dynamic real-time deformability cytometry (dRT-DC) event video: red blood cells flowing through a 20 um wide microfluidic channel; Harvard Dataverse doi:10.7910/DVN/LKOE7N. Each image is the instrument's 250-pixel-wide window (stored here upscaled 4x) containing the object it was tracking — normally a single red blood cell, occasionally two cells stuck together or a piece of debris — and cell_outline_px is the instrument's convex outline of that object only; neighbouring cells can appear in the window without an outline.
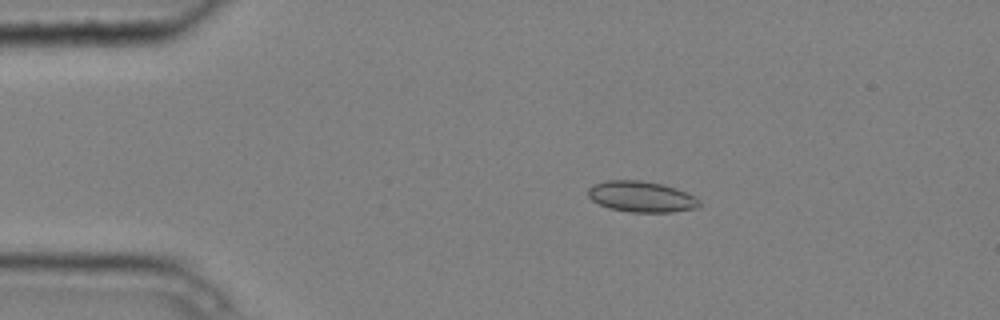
{"species": "common noctule bat (a hibernating species)", "species_latin": "Nyctalus noctula", "temperature_condition": "cold", "stored_images_in_passage": 7, "camera_frame_rate_fps": 3000, "um_per_image_px": 0.085, "animal": {"sex": "male", "body_mass_g": 20.4}, "frame": {"image": 1, "passage_image": 3, "time_ms": 0.667, "image_size_px": [1000, 320], "cell_outline_px": [[700, 208], [672, 212], [628, 212], [608, 208], [592, 200], [588, 196], [588, 188], [592, 184], [604, 180], [640, 180], [660, 184], [676, 188], [696, 196], [700, 200]], "centroid_in_image_um": [54.52, 16.72], "position_along_channel_um": 30.5, "area_um2": 20.29}}
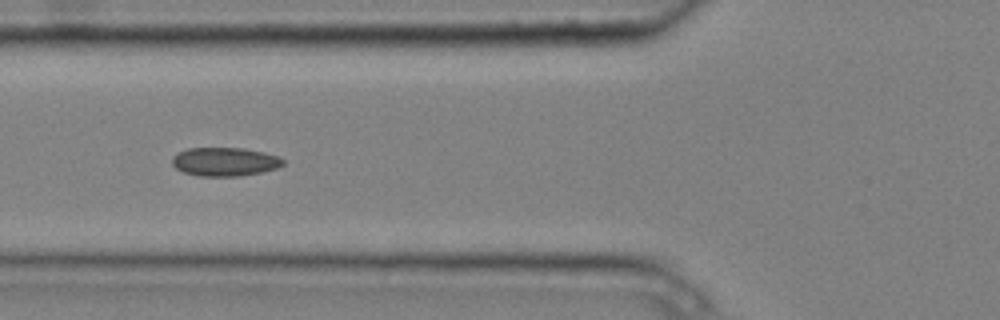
{"frame": {"image": 2, "passage_image": 6, "time_ms": 1.667, "image_size_px": [1000, 320], "cell_outline_px": [[284, 164], [276, 168], [260, 172], [240, 176], [200, 176], [184, 172], [176, 168], [172, 164], [172, 156], [176, 152], [188, 148], [244, 148], [264, 152], [280, 156], [284, 160]], "centroid_in_image_um": [19.1, 13.73], "position_along_channel_um": 106.7, "area_um2": 18.61}}
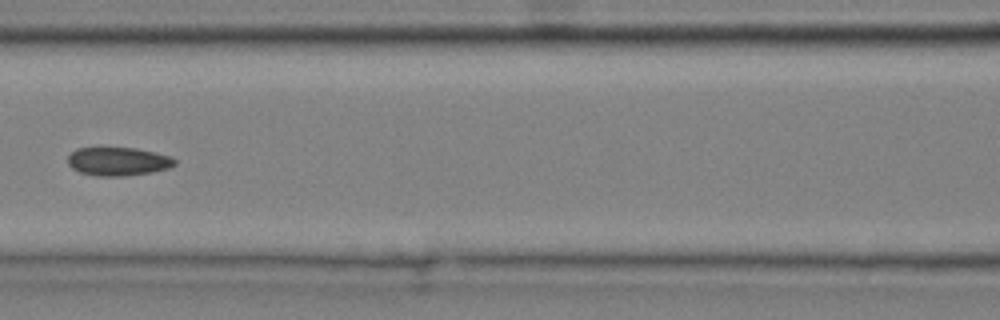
{"frame": {"image": 3, "passage_image": 7, "time_ms": 2.0, "image_size_px": [1000, 320], "cell_outline_px": [[176, 164], [168, 168], [152, 172], [124, 176], [96, 176], [80, 172], [72, 168], [68, 164], [68, 156], [76, 148], [136, 148], [172, 156], [176, 160]], "centroid_in_image_um": [10.05, 13.72], "position_along_channel_um": 156.6, "area_um2": 17.74}}